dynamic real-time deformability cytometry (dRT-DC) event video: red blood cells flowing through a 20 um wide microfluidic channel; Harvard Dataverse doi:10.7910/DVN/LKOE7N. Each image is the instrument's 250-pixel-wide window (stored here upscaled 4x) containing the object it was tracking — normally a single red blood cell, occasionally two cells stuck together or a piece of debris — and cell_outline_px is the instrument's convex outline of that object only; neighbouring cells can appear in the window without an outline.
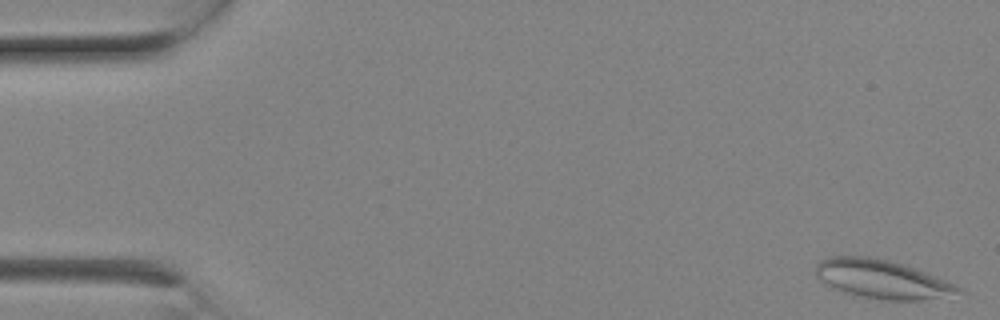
{"species": "Egyptian fruit bat (a non-hibernating species)", "species_latin": "Rousettus aegyptiacus", "temperature_condition": "room temperature", "stored_images_in_passage": 10, "camera_frame_rate_fps": 3000, "um_per_image_px": 0.085, "animal": {"sex": "female"}, "frame": {"image": 1, "passage_image": 1, "time_ms": 0.0, "image_size_px": [1000, 320], "cell_outline_px": [[964, 292], [924, 300], [888, 300], [864, 296], [848, 292], [836, 288], [820, 280], [816, 276], [816, 264], [820, 260], [828, 256], [868, 256], [888, 260], [904, 264], [964, 288]], "centroid_in_image_um": [74.97, 23.71], "position_along_channel_um": 10.0, "area_um2": 31.56}}
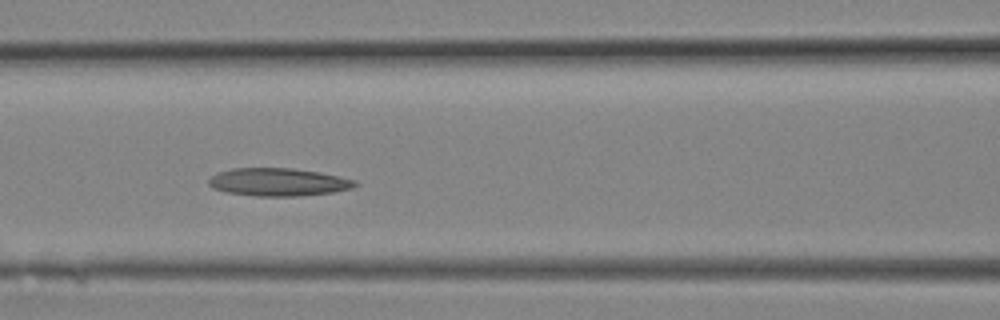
{"frame": {"image": 2, "passage_image": 9, "time_ms": 2.667, "image_size_px": [1000, 320], "cell_outline_px": [[360, 184], [352, 188], [332, 192], [296, 196], [256, 196], [228, 192], [212, 188], [208, 184], [208, 180], [216, 172], [232, 168], [292, 168], [320, 172], [340, 176], [356, 180]], "centroid_in_image_um": [23.66, 15.47], "position_along_channel_um": 142.9, "area_um2": 23.87}}
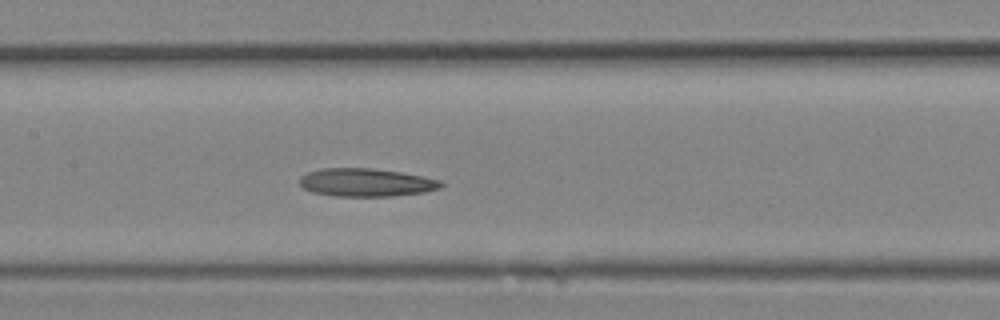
{"frame": {"image": 3, "passage_image": 10, "time_ms": 3.0, "image_size_px": [1000, 320], "cell_outline_px": [[444, 184], [440, 188], [424, 192], [392, 196], [332, 196], [312, 192], [304, 188], [300, 184], [300, 176], [308, 172], [324, 168], [372, 168], [400, 172], [424, 176], [440, 180]], "centroid_in_image_um": [31.12, 15.51], "position_along_channel_um": 176.3, "area_um2": 23.18}}